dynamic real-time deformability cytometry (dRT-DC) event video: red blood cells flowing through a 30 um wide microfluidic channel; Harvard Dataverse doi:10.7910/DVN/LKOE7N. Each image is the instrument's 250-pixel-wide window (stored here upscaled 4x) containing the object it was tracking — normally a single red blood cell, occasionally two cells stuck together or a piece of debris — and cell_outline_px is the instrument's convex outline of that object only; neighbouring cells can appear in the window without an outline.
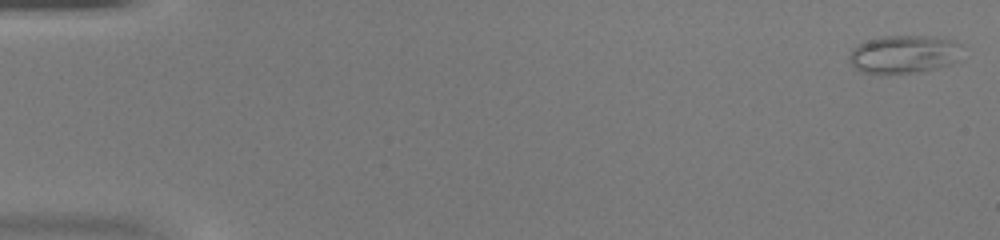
{"species": "common noctule bat (a hibernating species)", "species_latin": "Nyctalus noctula", "temperature_condition": "warm", "stored_images_in_passage": 47, "camera_frame_rate_fps": 3000, "um_per_image_px": 0.085, "animal": {"sex": "female", "body_mass_g": 20.0, "forearm_length_mm": 54.0}, "frame": {"image": 1, "passage_image": 1, "time_ms": 0.0, "image_size_px": [1000, 240], "cell_outline_px": [[960, 44], [956, 60], [948, 64], [936, 68], [912, 72], [880, 76], [860, 72], [848, 60], [848, 56], [856, 44], [868, 40], [884, 36], [928, 36], [952, 40]], "centroid_in_image_um": [76.72, 4.63], "position_along_channel_um": 8.3, "area_um2": 25.09}}
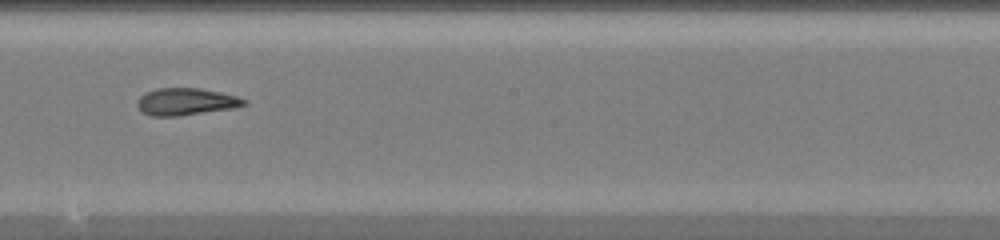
{"frame": {"image": 2, "passage_image": 27, "time_ms": 8.667, "image_size_px": [1000, 240], "cell_outline_px": [[248, 104], [236, 108], [180, 116], [152, 116], [140, 112], [136, 104], [136, 100], [144, 92], [156, 88], [200, 88], [220, 92], [236, 96], [248, 100]], "centroid_in_image_um": [15.79, 8.65], "position_along_channel_um": 232.4, "area_um2": 17.28}}
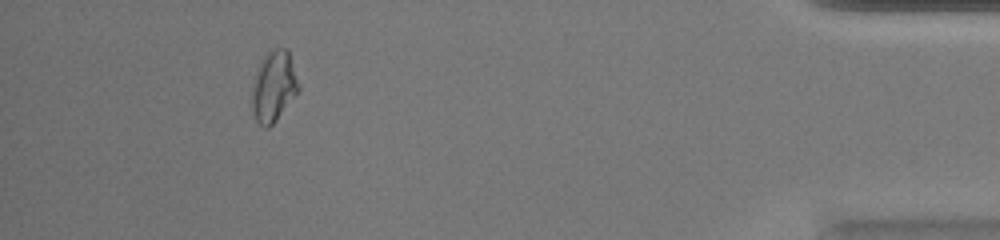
{"frame": {"image": 3, "passage_image": 43, "time_ms": 14.0, "image_size_px": [1000, 240], "cell_outline_px": [[300, 92], [276, 120], [268, 128], [264, 128], [256, 120], [252, 112], [252, 84], [256, 68], [268, 48], [288, 48], [300, 84]], "centroid_in_image_um": [23.28, 7.31], "position_along_channel_um": 411.9, "area_um2": 19.88}}